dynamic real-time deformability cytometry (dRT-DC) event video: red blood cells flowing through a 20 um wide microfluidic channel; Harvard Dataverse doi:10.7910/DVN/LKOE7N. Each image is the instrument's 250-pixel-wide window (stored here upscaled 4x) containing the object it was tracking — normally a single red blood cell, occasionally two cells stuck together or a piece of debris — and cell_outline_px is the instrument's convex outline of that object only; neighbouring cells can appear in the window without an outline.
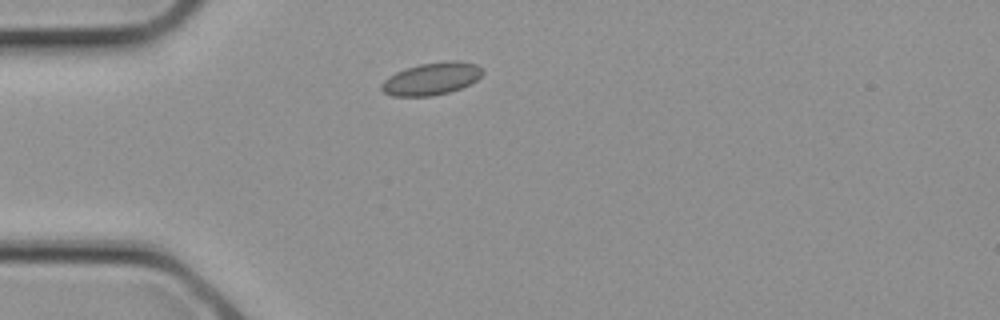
{"species": "common noctule bat (a hibernating species)", "species_latin": "Nyctalus noctula", "temperature_condition": "cold", "stored_images_in_passage": 1, "camera_frame_rate_fps": 3000, "um_per_image_px": 0.085, "animal": {"sex": "female", "body_mass_g": 21.9}, "frame": {"image": 1, "passage_image": 1, "time_ms": 0.0, "image_size_px": [1000, 320], "cell_outline_px": [[484, 72], [476, 80], [460, 88], [448, 92], [432, 96], [392, 96], [384, 92], [380, 88], [380, 84], [388, 76], [404, 68], [420, 64], [448, 60], [460, 60], [476, 64], [484, 68]], "centroid_in_image_um": [36.67, 6.67], "position_along_channel_um": 48.3, "area_um2": 19.25}}